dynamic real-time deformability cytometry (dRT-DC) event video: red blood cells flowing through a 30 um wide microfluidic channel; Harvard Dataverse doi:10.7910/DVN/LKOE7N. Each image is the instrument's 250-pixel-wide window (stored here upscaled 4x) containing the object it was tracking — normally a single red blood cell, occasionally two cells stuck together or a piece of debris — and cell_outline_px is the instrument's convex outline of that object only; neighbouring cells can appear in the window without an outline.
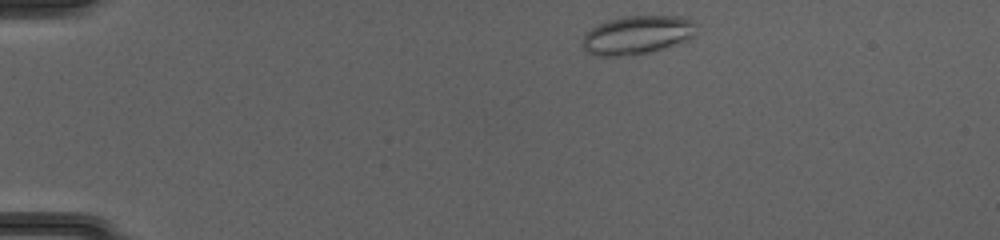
{"species": "common noctule bat (a hibernating species)", "species_latin": "Nyctalus noctula", "temperature_condition": "cold", "stored_images_in_passage": 43, "camera_frame_rate_fps": 3000, "um_per_image_px": 0.085, "animal": {"sex": "female", "body_mass_g": 20.0, "forearm_length_mm": 54.0}, "frame": {"image": 1, "passage_image": 2, "time_ms": 0.333, "image_size_px": [1000, 240], "cell_outline_px": [[692, 36], [688, 40], [648, 52], [616, 56], [596, 56], [588, 52], [584, 48], [584, 36], [592, 28], [608, 20], [624, 16], [684, 16], [692, 20]], "centroid_in_image_um": [54.13, 2.96], "position_along_channel_um": 30.9, "area_um2": 24.85}}
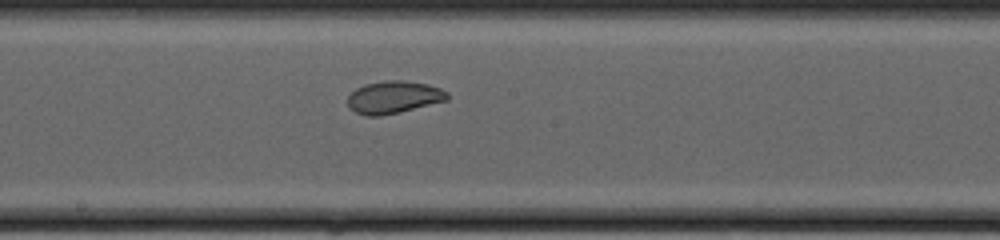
{"frame": {"image": 2, "passage_image": 21, "time_ms": 6.667, "image_size_px": [1000, 240], "cell_outline_px": [[448, 100], [400, 112], [380, 116], [364, 116], [348, 108], [348, 96], [356, 88], [364, 84], [384, 80], [404, 80], [428, 84], [440, 88], [448, 92]], "centroid_in_image_um": [33.45, 8.26], "position_along_channel_um": 214.7, "area_um2": 19.02}}
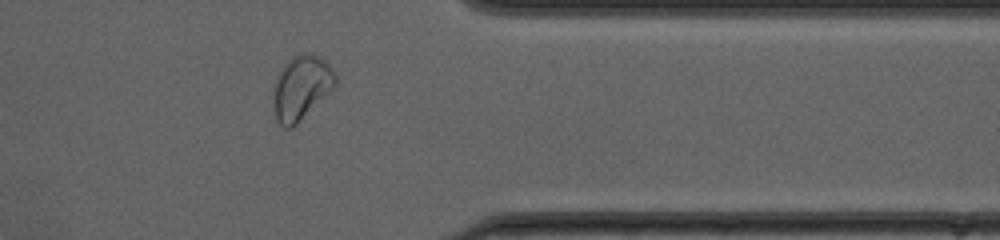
{"frame": {"image": 3, "passage_image": 34, "time_ms": 11.0, "image_size_px": [1000, 240], "cell_outline_px": [[336, 84], [292, 128], [284, 128], [276, 120], [272, 96], [276, 80], [284, 64], [292, 56], [304, 52], [312, 52], [324, 60], [332, 68], [336, 76]], "centroid_in_image_um": [25.58, 7.42], "position_along_channel_um": 385.8, "area_um2": 22.89}, "authors_computed_cell_mechanics": {"area_um2": 21.0392, "velocity_mm_per_s": 4.1219, "shape_relaxation_time_tau1_ms": 4.8169, "shape_relaxation_time_tau2_ms": 1.45, "deformation_change_tau1": 0.1269, "deformation_change_tau2": 0.0624}}